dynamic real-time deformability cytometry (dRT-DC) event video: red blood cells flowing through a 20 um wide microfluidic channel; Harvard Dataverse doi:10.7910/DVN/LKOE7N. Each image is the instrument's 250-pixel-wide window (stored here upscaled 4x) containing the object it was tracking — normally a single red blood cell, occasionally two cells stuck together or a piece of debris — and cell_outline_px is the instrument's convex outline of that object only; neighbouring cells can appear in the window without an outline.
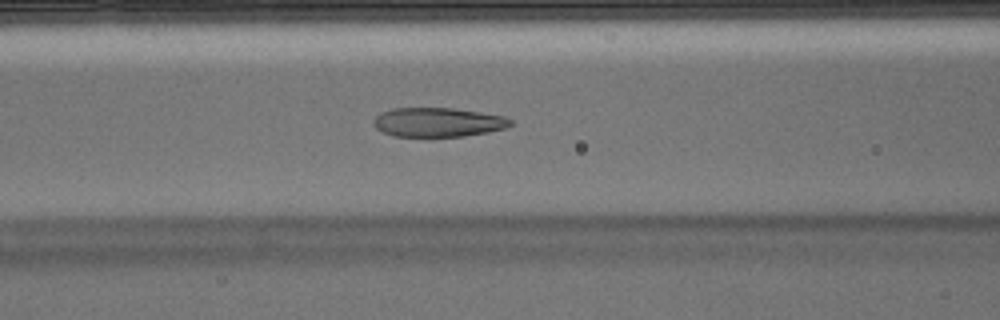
{"species": "Egyptian fruit bat (a non-hibernating species)", "species_latin": "Rousettus aegyptiacus", "temperature_condition": "warm", "stored_images_in_passage": 49, "camera_frame_rate_fps": 3000, "um_per_image_px": 0.085, "animal": {"sex": "male"}, "frame": {"image": 1, "passage_image": 19, "time_ms": 6.0, "image_size_px": [1000, 320], "cell_outline_px": [[512, 124], [508, 128], [488, 132], [464, 136], [392, 136], [376, 128], [372, 124], [372, 120], [380, 112], [392, 108], [452, 108], [480, 112], [504, 116], [512, 120]], "centroid_in_image_um": [37.22, 10.38], "position_along_channel_um": 129.4, "area_um2": 23.41}}
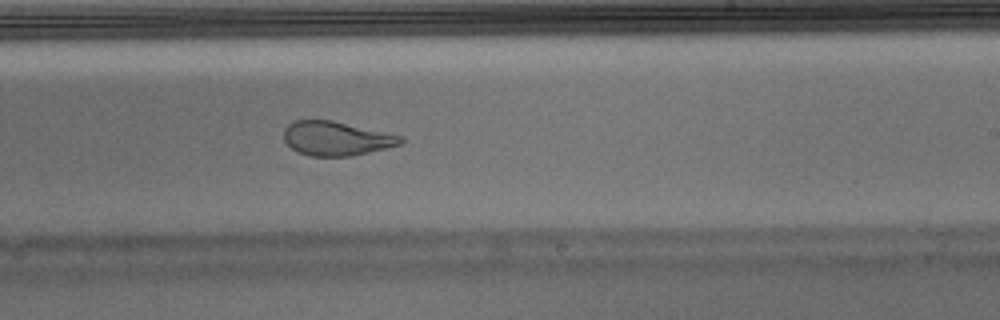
{"frame": {"image": 2, "passage_image": 29, "time_ms": 9.333, "image_size_px": [1000, 320], "cell_outline_px": [[404, 144], [352, 156], [308, 156], [296, 152], [284, 140], [284, 128], [288, 124], [296, 120], [332, 120], [404, 136]], "centroid_in_image_um": [28.61, 11.77], "position_along_channel_um": 260.4, "area_um2": 23.47}}
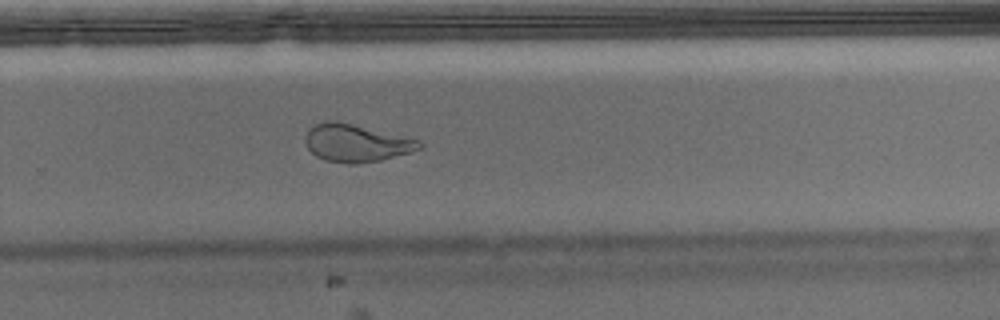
{"frame": {"image": 3, "passage_image": 32, "time_ms": 10.333, "image_size_px": [1000, 320], "cell_outline_px": [[424, 144], [420, 148], [408, 152], [380, 160], [356, 164], [348, 164], [324, 160], [316, 156], [308, 148], [304, 140], [304, 136], [308, 128], [316, 124], [328, 120], [336, 120], [420, 140]], "centroid_in_image_um": [30.22, 12.15], "position_along_channel_um": 299.6, "area_um2": 24.91}, "authors_computed_cell_mechanics": {"area_um2": 25.2008, "velocity_mm_per_s": 3.9342, "shape_relaxation_time_tau1_ms": null, "shape_relaxation_time_tau2_ms": 1.0949, "deformation_change_tau1": null, "deformation_change_tau2": 0.0925}}